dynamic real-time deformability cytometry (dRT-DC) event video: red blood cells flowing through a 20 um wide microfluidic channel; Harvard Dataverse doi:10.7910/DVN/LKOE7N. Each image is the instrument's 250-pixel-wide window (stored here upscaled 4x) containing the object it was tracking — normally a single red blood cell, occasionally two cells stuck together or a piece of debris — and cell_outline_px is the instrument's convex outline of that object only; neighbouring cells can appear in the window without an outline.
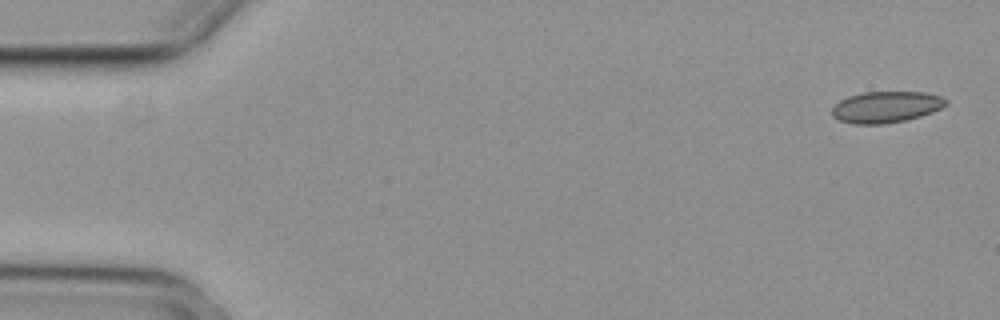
{"species": "common noctule bat (a hibernating species)", "species_latin": "Nyctalus noctula", "temperature_condition": "cold", "stored_images_in_passage": 5, "camera_frame_rate_fps": 3000, "um_per_image_px": 0.085, "animal": {"sex": "female", "body_mass_g": 29.2, "forearm_length_mm": 56.3}, "frame": {"image": 1, "passage_image": 1, "time_ms": 0.0, "image_size_px": [1000, 320], "cell_outline_px": [[948, 104], [932, 112], [920, 116], [904, 120], [884, 124], [852, 124], [840, 120], [832, 116], [832, 108], [840, 100], [848, 96], [864, 92], [924, 92], [940, 96], [948, 100]], "centroid_in_image_um": [75.31, 9.09], "position_along_channel_um": 9.7, "area_um2": 20.75}}
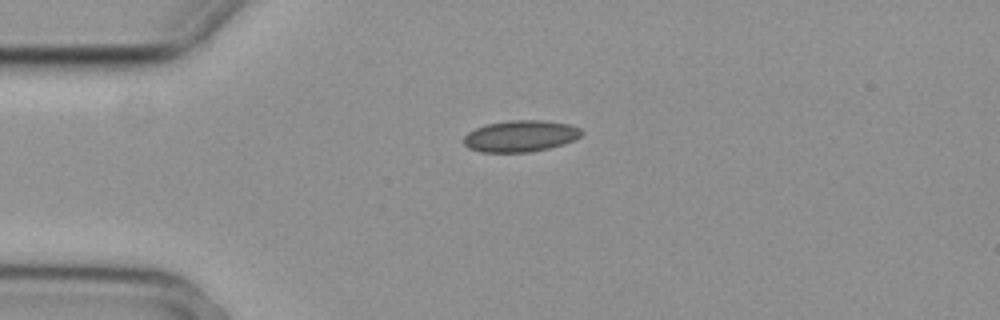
{"frame": {"image": 2, "passage_image": 4, "time_ms": 1.0, "image_size_px": [1000, 320], "cell_outline_px": [[584, 132], [580, 136], [564, 144], [532, 152], [480, 152], [468, 148], [464, 144], [464, 136], [468, 132], [476, 128], [488, 124], [508, 120], [544, 120], [572, 124], [580, 128]], "centroid_in_image_um": [44.26, 11.56], "position_along_channel_um": 40.7, "area_um2": 21.73}}